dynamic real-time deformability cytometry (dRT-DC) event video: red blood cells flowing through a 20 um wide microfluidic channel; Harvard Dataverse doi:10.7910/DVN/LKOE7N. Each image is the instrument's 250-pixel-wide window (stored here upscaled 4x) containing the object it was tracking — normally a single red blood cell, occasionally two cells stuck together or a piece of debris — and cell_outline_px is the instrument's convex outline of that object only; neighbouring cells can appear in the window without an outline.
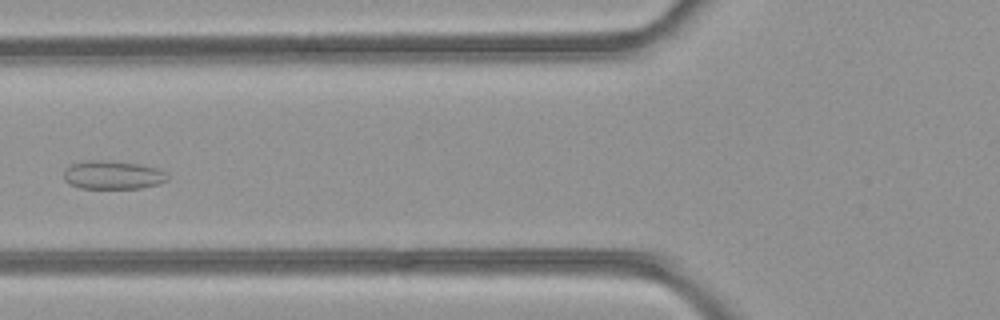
{"species": "common noctule bat (a hibernating species)", "species_latin": "Nyctalus noctula", "temperature_condition": "room temperature", "stored_images_in_passage": 2, "camera_frame_rate_fps": 3000, "um_per_image_px": 0.085, "animal": {"sex": "female", "body_mass_g": 21.9}, "frame": {"image": 1, "passage_image": 2, "time_ms": 0.333, "image_size_px": [1000, 320], "cell_outline_px": [[168, 180], [156, 184], [140, 188], [80, 188], [68, 184], [64, 180], [64, 168], [72, 164], [88, 160], [108, 160], [140, 164], [160, 168], [168, 172]], "centroid_in_image_um": [9.59, 14.86], "position_along_channel_um": 116.2, "area_um2": 17.46}}